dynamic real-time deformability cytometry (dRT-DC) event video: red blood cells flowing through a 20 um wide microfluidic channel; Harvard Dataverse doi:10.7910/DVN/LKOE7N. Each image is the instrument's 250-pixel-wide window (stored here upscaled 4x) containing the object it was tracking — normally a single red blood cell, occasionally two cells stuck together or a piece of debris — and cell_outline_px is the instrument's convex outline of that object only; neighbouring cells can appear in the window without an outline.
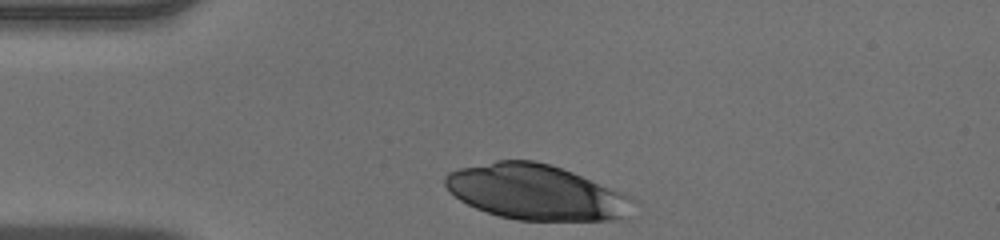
{"species": "human", "species_latin": "Homo sapiens", "temperature_condition": "warm", "stored_images_in_passage": 29, "camera_frame_rate_fps": 3000, "um_per_image_px": 0.085, "donor": {"sex": "male"}, "frame": {"image": 1, "passage_image": 1, "time_ms": 0.0, "image_size_px": [1000, 240], "cell_outline_px": [[636, 200], [616, 220], [516, 220], [500, 216], [476, 208], [460, 200], [444, 184], [444, 176], [448, 172], [460, 168], [496, 160], [532, 160], [548, 164], [572, 172], [620, 192]], "centroid_in_image_um": [45.48, 16.33], "position_along_channel_um": 39.5, "area_um2": 59.36}}